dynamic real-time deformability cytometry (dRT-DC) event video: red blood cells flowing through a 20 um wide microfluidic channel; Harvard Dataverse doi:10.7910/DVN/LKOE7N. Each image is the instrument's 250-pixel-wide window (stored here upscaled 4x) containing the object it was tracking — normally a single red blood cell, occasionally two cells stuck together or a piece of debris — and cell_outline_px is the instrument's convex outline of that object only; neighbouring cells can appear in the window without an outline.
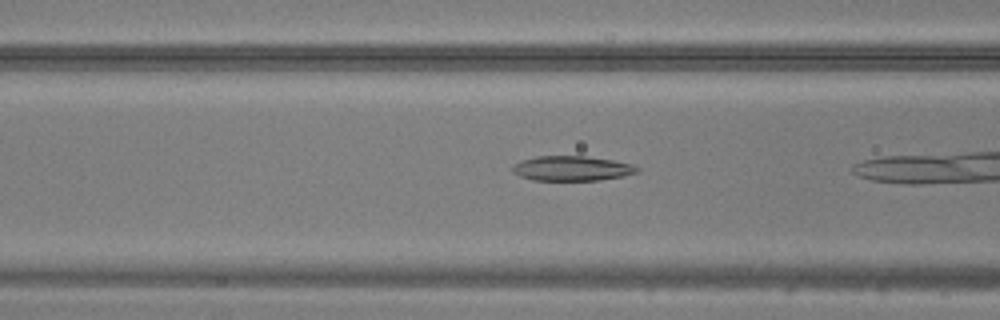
{"species": "common noctule bat (a hibernating species)", "species_latin": "Nyctalus noctula", "temperature_condition": "warm", "stored_images_in_passage": 17, "camera_frame_rate_fps": 3000, "um_per_image_px": 0.085, "animal": {"sex": "male", "body_mass_g": 20.5, "forearm_length_mm": 52.5}, "frame": {"image": 1, "passage_image": 10, "time_ms": 3.0, "image_size_px": [1000, 320], "cell_outline_px": [[640, 172], [624, 176], [600, 180], [532, 180], [520, 176], [512, 172], [512, 168], [520, 160], [536, 156], [584, 156], [612, 160], [632, 164], [640, 168]], "centroid_in_image_um": [48.63, 14.31], "position_along_channel_um": 118.0, "area_um2": 18.09}}